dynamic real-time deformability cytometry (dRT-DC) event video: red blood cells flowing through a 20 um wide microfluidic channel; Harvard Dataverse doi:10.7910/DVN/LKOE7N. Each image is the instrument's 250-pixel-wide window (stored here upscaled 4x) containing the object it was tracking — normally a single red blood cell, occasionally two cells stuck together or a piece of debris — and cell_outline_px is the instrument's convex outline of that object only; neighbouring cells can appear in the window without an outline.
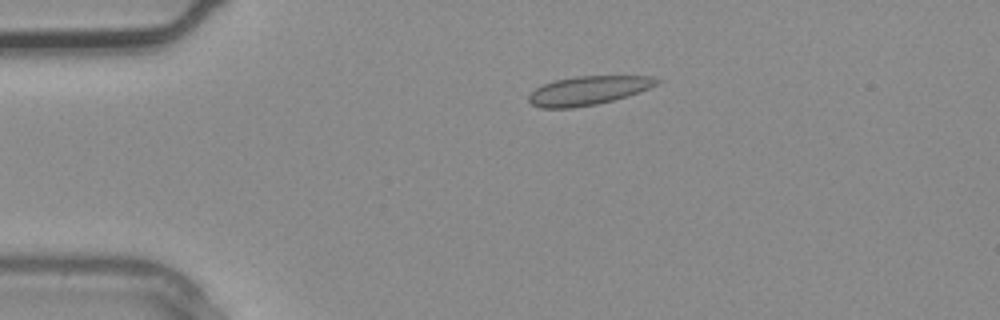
{"species": "common noctule bat (a hibernating species)", "species_latin": "Nyctalus noctula", "temperature_condition": "warm", "stored_images_in_passage": 2, "camera_frame_rate_fps": 3000, "um_per_image_px": 0.085, "animal": {"sex": "male", "body_mass_g": 20.4}, "frame": {"image": 1, "passage_image": 1, "time_ms": 0.0, "image_size_px": [1000, 320], "cell_outline_px": [[664, 80], [648, 88], [612, 100], [596, 104], [572, 108], [540, 108], [532, 104], [528, 100], [528, 96], [536, 88], [552, 80], [576, 76], [652, 76]], "centroid_in_image_um": [49.96, 7.68], "position_along_channel_um": 35.0, "area_um2": 21.33}}
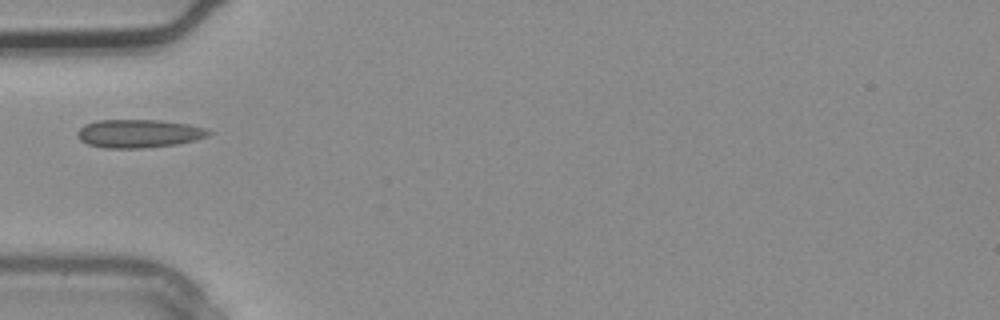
{"frame": {"image": 2, "passage_image": 2, "time_ms": 0.333, "image_size_px": [1000, 320], "cell_outline_px": [[212, 132], [208, 136], [196, 140], [176, 144], [144, 148], [104, 148], [88, 144], [80, 140], [76, 136], [76, 132], [84, 124], [96, 120], [160, 120], [188, 124], [204, 128]], "centroid_in_image_um": [11.77, 11.35], "position_along_channel_um": 73.2, "area_um2": 21.73}}